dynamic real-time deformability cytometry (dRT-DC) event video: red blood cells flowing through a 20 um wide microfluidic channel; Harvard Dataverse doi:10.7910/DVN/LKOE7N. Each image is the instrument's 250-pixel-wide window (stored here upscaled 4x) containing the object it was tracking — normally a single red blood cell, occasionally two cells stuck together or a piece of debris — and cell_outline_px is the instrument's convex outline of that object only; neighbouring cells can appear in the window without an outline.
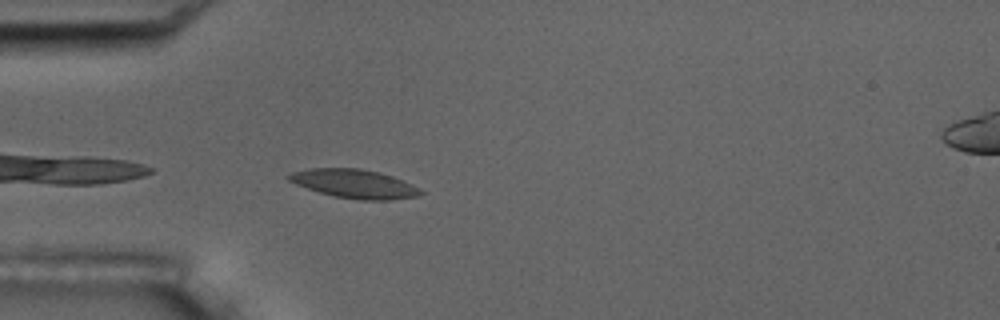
{"species": "common noctule bat (a hibernating species)", "species_latin": "Nyctalus noctula", "temperature_condition": "room temperature", "stored_images_in_passage": 4, "camera_frame_rate_fps": 3000, "um_per_image_px": 0.085, "animal": {"sex": "male", "body_mass_g": 17.5, "forearm_length_mm": 52.3}, "frame": {"image": 1, "passage_image": 4, "time_ms": 3.333, "image_size_px": [1000, 320], "cell_outline_px": [[424, 192], [420, 196], [392, 200], [360, 200], [336, 196], [320, 192], [296, 184], [288, 180], [284, 176], [292, 172], [308, 168], [360, 168], [380, 172], [392, 176]], "centroid_in_image_um": [30.08, 15.61], "position_along_channel_um": 54.9, "area_um2": 21.91}}